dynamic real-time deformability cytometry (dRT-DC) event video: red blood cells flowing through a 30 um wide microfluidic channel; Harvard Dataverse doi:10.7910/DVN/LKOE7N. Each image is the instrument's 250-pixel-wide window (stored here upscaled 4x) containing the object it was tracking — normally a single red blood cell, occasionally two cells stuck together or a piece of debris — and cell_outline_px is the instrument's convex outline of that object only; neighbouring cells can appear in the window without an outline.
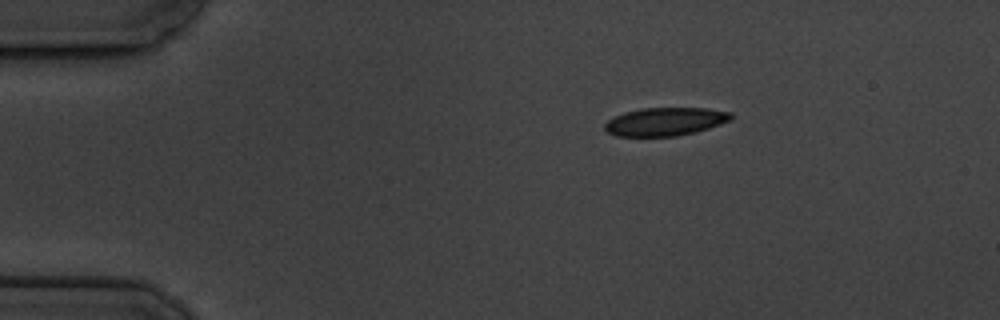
{"species": "common noctule bat (a hibernating species)", "species_latin": "Nyctalus noctula", "temperature_condition": "cold", "stored_images_in_passage": 3, "camera_frame_rate_fps": 3000, "um_per_image_px": 0.085, "animal": {"sex": "male", "body_mass_g": 19.5, "forearm_length_mm": 54.6}, "frame": {"image": 1, "passage_image": 1, "time_ms": 0.0, "image_size_px": [1000, 320], "cell_outline_px": [[732, 120], [696, 132], [676, 136], [616, 136], [608, 132], [604, 128], [604, 124], [608, 120], [624, 112], [640, 108], [708, 108], [732, 112]], "centroid_in_image_um": [56.56, 10.33], "position_along_channel_um": 28.4, "area_um2": 20.81}}